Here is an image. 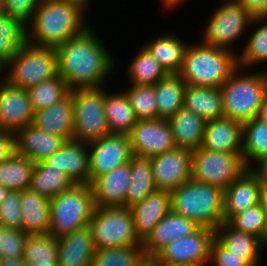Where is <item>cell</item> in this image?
I'll return each mask as SVG.
<instances>
[{
    "label": "cell",
    "mask_w": 267,
    "mask_h": 266,
    "mask_svg": "<svg viewBox=\"0 0 267 266\" xmlns=\"http://www.w3.org/2000/svg\"><path fill=\"white\" fill-rule=\"evenodd\" d=\"M131 181L130 162L96 177L90 187L97 207H125V198Z\"/></svg>",
    "instance_id": "19"
},
{
    "label": "cell",
    "mask_w": 267,
    "mask_h": 266,
    "mask_svg": "<svg viewBox=\"0 0 267 266\" xmlns=\"http://www.w3.org/2000/svg\"><path fill=\"white\" fill-rule=\"evenodd\" d=\"M243 124L228 118L206 121L201 148L223 153H242Z\"/></svg>",
    "instance_id": "25"
},
{
    "label": "cell",
    "mask_w": 267,
    "mask_h": 266,
    "mask_svg": "<svg viewBox=\"0 0 267 266\" xmlns=\"http://www.w3.org/2000/svg\"><path fill=\"white\" fill-rule=\"evenodd\" d=\"M170 31L156 34L153 39L146 40L142 46L160 63L168 74H178L181 70L184 55L189 41Z\"/></svg>",
    "instance_id": "27"
},
{
    "label": "cell",
    "mask_w": 267,
    "mask_h": 266,
    "mask_svg": "<svg viewBox=\"0 0 267 266\" xmlns=\"http://www.w3.org/2000/svg\"><path fill=\"white\" fill-rule=\"evenodd\" d=\"M199 228L192 220L170 211L142 243L147 259H153L166 245L191 235Z\"/></svg>",
    "instance_id": "21"
},
{
    "label": "cell",
    "mask_w": 267,
    "mask_h": 266,
    "mask_svg": "<svg viewBox=\"0 0 267 266\" xmlns=\"http://www.w3.org/2000/svg\"><path fill=\"white\" fill-rule=\"evenodd\" d=\"M260 204L267 217V174L262 171V181L260 188Z\"/></svg>",
    "instance_id": "51"
},
{
    "label": "cell",
    "mask_w": 267,
    "mask_h": 266,
    "mask_svg": "<svg viewBox=\"0 0 267 266\" xmlns=\"http://www.w3.org/2000/svg\"><path fill=\"white\" fill-rule=\"evenodd\" d=\"M27 234L0 226V259L22 258Z\"/></svg>",
    "instance_id": "45"
},
{
    "label": "cell",
    "mask_w": 267,
    "mask_h": 266,
    "mask_svg": "<svg viewBox=\"0 0 267 266\" xmlns=\"http://www.w3.org/2000/svg\"><path fill=\"white\" fill-rule=\"evenodd\" d=\"M34 110L27 90L0 82V130L16 133L33 124Z\"/></svg>",
    "instance_id": "16"
},
{
    "label": "cell",
    "mask_w": 267,
    "mask_h": 266,
    "mask_svg": "<svg viewBox=\"0 0 267 266\" xmlns=\"http://www.w3.org/2000/svg\"><path fill=\"white\" fill-rule=\"evenodd\" d=\"M253 17H267V0H234Z\"/></svg>",
    "instance_id": "49"
},
{
    "label": "cell",
    "mask_w": 267,
    "mask_h": 266,
    "mask_svg": "<svg viewBox=\"0 0 267 266\" xmlns=\"http://www.w3.org/2000/svg\"><path fill=\"white\" fill-rule=\"evenodd\" d=\"M22 231L27 235L47 234L50 229V199L30 190L20 192Z\"/></svg>",
    "instance_id": "28"
},
{
    "label": "cell",
    "mask_w": 267,
    "mask_h": 266,
    "mask_svg": "<svg viewBox=\"0 0 267 266\" xmlns=\"http://www.w3.org/2000/svg\"><path fill=\"white\" fill-rule=\"evenodd\" d=\"M42 0H0V12L20 20L26 26Z\"/></svg>",
    "instance_id": "47"
},
{
    "label": "cell",
    "mask_w": 267,
    "mask_h": 266,
    "mask_svg": "<svg viewBox=\"0 0 267 266\" xmlns=\"http://www.w3.org/2000/svg\"><path fill=\"white\" fill-rule=\"evenodd\" d=\"M238 67L235 53L197 40L187 46L178 75L187 85L220 88Z\"/></svg>",
    "instance_id": "3"
},
{
    "label": "cell",
    "mask_w": 267,
    "mask_h": 266,
    "mask_svg": "<svg viewBox=\"0 0 267 266\" xmlns=\"http://www.w3.org/2000/svg\"><path fill=\"white\" fill-rule=\"evenodd\" d=\"M4 71L8 84L27 90L58 75L56 49L27 41L5 64Z\"/></svg>",
    "instance_id": "7"
},
{
    "label": "cell",
    "mask_w": 267,
    "mask_h": 266,
    "mask_svg": "<svg viewBox=\"0 0 267 266\" xmlns=\"http://www.w3.org/2000/svg\"><path fill=\"white\" fill-rule=\"evenodd\" d=\"M137 54L130 59L126 66L125 76L129 84L132 85H155L158 81L165 78L168 73L160 63L146 50L140 46Z\"/></svg>",
    "instance_id": "35"
},
{
    "label": "cell",
    "mask_w": 267,
    "mask_h": 266,
    "mask_svg": "<svg viewBox=\"0 0 267 266\" xmlns=\"http://www.w3.org/2000/svg\"><path fill=\"white\" fill-rule=\"evenodd\" d=\"M183 106L205 121L224 118L220 88L187 85Z\"/></svg>",
    "instance_id": "33"
},
{
    "label": "cell",
    "mask_w": 267,
    "mask_h": 266,
    "mask_svg": "<svg viewBox=\"0 0 267 266\" xmlns=\"http://www.w3.org/2000/svg\"><path fill=\"white\" fill-rule=\"evenodd\" d=\"M1 266H30L27 262H25L22 258L17 259H0Z\"/></svg>",
    "instance_id": "54"
},
{
    "label": "cell",
    "mask_w": 267,
    "mask_h": 266,
    "mask_svg": "<svg viewBox=\"0 0 267 266\" xmlns=\"http://www.w3.org/2000/svg\"><path fill=\"white\" fill-rule=\"evenodd\" d=\"M170 194L171 210L199 227L216 230L224 222L222 189L191 179Z\"/></svg>",
    "instance_id": "4"
},
{
    "label": "cell",
    "mask_w": 267,
    "mask_h": 266,
    "mask_svg": "<svg viewBox=\"0 0 267 266\" xmlns=\"http://www.w3.org/2000/svg\"><path fill=\"white\" fill-rule=\"evenodd\" d=\"M156 266H191V265H180V264H166V263H155Z\"/></svg>",
    "instance_id": "61"
},
{
    "label": "cell",
    "mask_w": 267,
    "mask_h": 266,
    "mask_svg": "<svg viewBox=\"0 0 267 266\" xmlns=\"http://www.w3.org/2000/svg\"><path fill=\"white\" fill-rule=\"evenodd\" d=\"M74 104L73 139L87 144L110 134L104 110L105 86L70 90Z\"/></svg>",
    "instance_id": "10"
},
{
    "label": "cell",
    "mask_w": 267,
    "mask_h": 266,
    "mask_svg": "<svg viewBox=\"0 0 267 266\" xmlns=\"http://www.w3.org/2000/svg\"><path fill=\"white\" fill-rule=\"evenodd\" d=\"M86 14L74 3L42 0L27 25V41L56 48L91 26Z\"/></svg>",
    "instance_id": "2"
},
{
    "label": "cell",
    "mask_w": 267,
    "mask_h": 266,
    "mask_svg": "<svg viewBox=\"0 0 267 266\" xmlns=\"http://www.w3.org/2000/svg\"><path fill=\"white\" fill-rule=\"evenodd\" d=\"M95 208L90 184H74L50 198L49 234L57 239L88 226Z\"/></svg>",
    "instance_id": "6"
},
{
    "label": "cell",
    "mask_w": 267,
    "mask_h": 266,
    "mask_svg": "<svg viewBox=\"0 0 267 266\" xmlns=\"http://www.w3.org/2000/svg\"><path fill=\"white\" fill-rule=\"evenodd\" d=\"M186 87L178 74H168L154 85L157 119H169L183 107Z\"/></svg>",
    "instance_id": "34"
},
{
    "label": "cell",
    "mask_w": 267,
    "mask_h": 266,
    "mask_svg": "<svg viewBox=\"0 0 267 266\" xmlns=\"http://www.w3.org/2000/svg\"><path fill=\"white\" fill-rule=\"evenodd\" d=\"M0 226L22 231L20 191H9L1 202Z\"/></svg>",
    "instance_id": "46"
},
{
    "label": "cell",
    "mask_w": 267,
    "mask_h": 266,
    "mask_svg": "<svg viewBox=\"0 0 267 266\" xmlns=\"http://www.w3.org/2000/svg\"><path fill=\"white\" fill-rule=\"evenodd\" d=\"M15 153V136L12 132L0 130V163Z\"/></svg>",
    "instance_id": "50"
},
{
    "label": "cell",
    "mask_w": 267,
    "mask_h": 266,
    "mask_svg": "<svg viewBox=\"0 0 267 266\" xmlns=\"http://www.w3.org/2000/svg\"><path fill=\"white\" fill-rule=\"evenodd\" d=\"M133 155L151 158L176 148L168 119L139 120L128 134Z\"/></svg>",
    "instance_id": "14"
},
{
    "label": "cell",
    "mask_w": 267,
    "mask_h": 266,
    "mask_svg": "<svg viewBox=\"0 0 267 266\" xmlns=\"http://www.w3.org/2000/svg\"><path fill=\"white\" fill-rule=\"evenodd\" d=\"M130 210L136 235L143 243L155 226L171 211V194L169 191L156 190Z\"/></svg>",
    "instance_id": "22"
},
{
    "label": "cell",
    "mask_w": 267,
    "mask_h": 266,
    "mask_svg": "<svg viewBox=\"0 0 267 266\" xmlns=\"http://www.w3.org/2000/svg\"><path fill=\"white\" fill-rule=\"evenodd\" d=\"M147 260L143 245L96 249L91 266H140Z\"/></svg>",
    "instance_id": "40"
},
{
    "label": "cell",
    "mask_w": 267,
    "mask_h": 266,
    "mask_svg": "<svg viewBox=\"0 0 267 266\" xmlns=\"http://www.w3.org/2000/svg\"><path fill=\"white\" fill-rule=\"evenodd\" d=\"M30 266H58L57 262H39L30 264Z\"/></svg>",
    "instance_id": "58"
},
{
    "label": "cell",
    "mask_w": 267,
    "mask_h": 266,
    "mask_svg": "<svg viewBox=\"0 0 267 266\" xmlns=\"http://www.w3.org/2000/svg\"><path fill=\"white\" fill-rule=\"evenodd\" d=\"M27 42V26L0 12V60L6 64Z\"/></svg>",
    "instance_id": "39"
},
{
    "label": "cell",
    "mask_w": 267,
    "mask_h": 266,
    "mask_svg": "<svg viewBox=\"0 0 267 266\" xmlns=\"http://www.w3.org/2000/svg\"><path fill=\"white\" fill-rule=\"evenodd\" d=\"M34 112L46 109L65 98L70 89L66 81L58 74L36 86L27 89Z\"/></svg>",
    "instance_id": "41"
},
{
    "label": "cell",
    "mask_w": 267,
    "mask_h": 266,
    "mask_svg": "<svg viewBox=\"0 0 267 266\" xmlns=\"http://www.w3.org/2000/svg\"><path fill=\"white\" fill-rule=\"evenodd\" d=\"M129 87V88H127ZM123 88L137 120L157 119V100L153 85H128Z\"/></svg>",
    "instance_id": "42"
},
{
    "label": "cell",
    "mask_w": 267,
    "mask_h": 266,
    "mask_svg": "<svg viewBox=\"0 0 267 266\" xmlns=\"http://www.w3.org/2000/svg\"><path fill=\"white\" fill-rule=\"evenodd\" d=\"M247 33L246 43L240 44L243 48L238 55V65L246 70H256L258 65V70L262 69V64L267 63V17L253 18Z\"/></svg>",
    "instance_id": "31"
},
{
    "label": "cell",
    "mask_w": 267,
    "mask_h": 266,
    "mask_svg": "<svg viewBox=\"0 0 267 266\" xmlns=\"http://www.w3.org/2000/svg\"><path fill=\"white\" fill-rule=\"evenodd\" d=\"M264 67H262L263 69H259L260 73H261V76L263 78V81H264V86H265V91H266V94H267V65H263Z\"/></svg>",
    "instance_id": "56"
},
{
    "label": "cell",
    "mask_w": 267,
    "mask_h": 266,
    "mask_svg": "<svg viewBox=\"0 0 267 266\" xmlns=\"http://www.w3.org/2000/svg\"><path fill=\"white\" fill-rule=\"evenodd\" d=\"M228 224L237 231L255 235L267 245V217L260 203L235 215Z\"/></svg>",
    "instance_id": "44"
},
{
    "label": "cell",
    "mask_w": 267,
    "mask_h": 266,
    "mask_svg": "<svg viewBox=\"0 0 267 266\" xmlns=\"http://www.w3.org/2000/svg\"><path fill=\"white\" fill-rule=\"evenodd\" d=\"M140 266H156L153 259H147L142 265Z\"/></svg>",
    "instance_id": "60"
},
{
    "label": "cell",
    "mask_w": 267,
    "mask_h": 266,
    "mask_svg": "<svg viewBox=\"0 0 267 266\" xmlns=\"http://www.w3.org/2000/svg\"><path fill=\"white\" fill-rule=\"evenodd\" d=\"M261 170L267 174V164Z\"/></svg>",
    "instance_id": "62"
},
{
    "label": "cell",
    "mask_w": 267,
    "mask_h": 266,
    "mask_svg": "<svg viewBox=\"0 0 267 266\" xmlns=\"http://www.w3.org/2000/svg\"><path fill=\"white\" fill-rule=\"evenodd\" d=\"M242 157L247 169L267 164V121L254 118L243 124Z\"/></svg>",
    "instance_id": "30"
},
{
    "label": "cell",
    "mask_w": 267,
    "mask_h": 266,
    "mask_svg": "<svg viewBox=\"0 0 267 266\" xmlns=\"http://www.w3.org/2000/svg\"><path fill=\"white\" fill-rule=\"evenodd\" d=\"M57 1L74 3L79 7H81L86 13L87 12L90 13L89 10L90 8H92L91 3H93L92 0H57Z\"/></svg>",
    "instance_id": "55"
},
{
    "label": "cell",
    "mask_w": 267,
    "mask_h": 266,
    "mask_svg": "<svg viewBox=\"0 0 267 266\" xmlns=\"http://www.w3.org/2000/svg\"><path fill=\"white\" fill-rule=\"evenodd\" d=\"M14 136L15 153L28 157L34 163L44 161L66 142L63 137L46 133L34 124L26 125Z\"/></svg>",
    "instance_id": "20"
},
{
    "label": "cell",
    "mask_w": 267,
    "mask_h": 266,
    "mask_svg": "<svg viewBox=\"0 0 267 266\" xmlns=\"http://www.w3.org/2000/svg\"><path fill=\"white\" fill-rule=\"evenodd\" d=\"M168 121L177 148L194 151L202 146L206 125L204 119L183 106Z\"/></svg>",
    "instance_id": "29"
},
{
    "label": "cell",
    "mask_w": 267,
    "mask_h": 266,
    "mask_svg": "<svg viewBox=\"0 0 267 266\" xmlns=\"http://www.w3.org/2000/svg\"><path fill=\"white\" fill-rule=\"evenodd\" d=\"M35 163L28 157L14 153L0 163V184L10 191L29 190Z\"/></svg>",
    "instance_id": "38"
},
{
    "label": "cell",
    "mask_w": 267,
    "mask_h": 266,
    "mask_svg": "<svg viewBox=\"0 0 267 266\" xmlns=\"http://www.w3.org/2000/svg\"><path fill=\"white\" fill-rule=\"evenodd\" d=\"M22 259L29 265L39 262H57L56 238L47 234L28 235Z\"/></svg>",
    "instance_id": "43"
},
{
    "label": "cell",
    "mask_w": 267,
    "mask_h": 266,
    "mask_svg": "<svg viewBox=\"0 0 267 266\" xmlns=\"http://www.w3.org/2000/svg\"><path fill=\"white\" fill-rule=\"evenodd\" d=\"M93 27L55 48L58 74L70 90L106 86L109 76L119 71L120 60Z\"/></svg>",
    "instance_id": "1"
},
{
    "label": "cell",
    "mask_w": 267,
    "mask_h": 266,
    "mask_svg": "<svg viewBox=\"0 0 267 266\" xmlns=\"http://www.w3.org/2000/svg\"><path fill=\"white\" fill-rule=\"evenodd\" d=\"M247 169L242 153H223L198 148L192 151L191 179L223 191Z\"/></svg>",
    "instance_id": "11"
},
{
    "label": "cell",
    "mask_w": 267,
    "mask_h": 266,
    "mask_svg": "<svg viewBox=\"0 0 267 266\" xmlns=\"http://www.w3.org/2000/svg\"><path fill=\"white\" fill-rule=\"evenodd\" d=\"M212 12L204 23L202 39L198 40L208 46L226 49L239 55V39L242 40L243 36L247 38L246 32L253 17L234 0H223Z\"/></svg>",
    "instance_id": "8"
},
{
    "label": "cell",
    "mask_w": 267,
    "mask_h": 266,
    "mask_svg": "<svg viewBox=\"0 0 267 266\" xmlns=\"http://www.w3.org/2000/svg\"><path fill=\"white\" fill-rule=\"evenodd\" d=\"M5 64L0 60V82L4 81Z\"/></svg>",
    "instance_id": "59"
},
{
    "label": "cell",
    "mask_w": 267,
    "mask_h": 266,
    "mask_svg": "<svg viewBox=\"0 0 267 266\" xmlns=\"http://www.w3.org/2000/svg\"><path fill=\"white\" fill-rule=\"evenodd\" d=\"M261 181V169H246L224 190V222L228 223L235 215L260 203Z\"/></svg>",
    "instance_id": "17"
},
{
    "label": "cell",
    "mask_w": 267,
    "mask_h": 266,
    "mask_svg": "<svg viewBox=\"0 0 267 266\" xmlns=\"http://www.w3.org/2000/svg\"><path fill=\"white\" fill-rule=\"evenodd\" d=\"M105 87L104 110L111 134L128 135L137 123L129 99L123 90L111 91Z\"/></svg>",
    "instance_id": "32"
},
{
    "label": "cell",
    "mask_w": 267,
    "mask_h": 266,
    "mask_svg": "<svg viewBox=\"0 0 267 266\" xmlns=\"http://www.w3.org/2000/svg\"><path fill=\"white\" fill-rule=\"evenodd\" d=\"M33 124L46 133L61 136L66 141L73 139L74 104L69 93L65 98L34 114Z\"/></svg>",
    "instance_id": "26"
},
{
    "label": "cell",
    "mask_w": 267,
    "mask_h": 266,
    "mask_svg": "<svg viewBox=\"0 0 267 266\" xmlns=\"http://www.w3.org/2000/svg\"><path fill=\"white\" fill-rule=\"evenodd\" d=\"M56 241L58 266H91L96 247L89 226L59 237Z\"/></svg>",
    "instance_id": "24"
},
{
    "label": "cell",
    "mask_w": 267,
    "mask_h": 266,
    "mask_svg": "<svg viewBox=\"0 0 267 266\" xmlns=\"http://www.w3.org/2000/svg\"><path fill=\"white\" fill-rule=\"evenodd\" d=\"M225 118L244 124L254 119L263 97L264 81L259 70L238 67L220 87Z\"/></svg>",
    "instance_id": "5"
},
{
    "label": "cell",
    "mask_w": 267,
    "mask_h": 266,
    "mask_svg": "<svg viewBox=\"0 0 267 266\" xmlns=\"http://www.w3.org/2000/svg\"><path fill=\"white\" fill-rule=\"evenodd\" d=\"M88 226L96 249L142 245L130 208L96 206Z\"/></svg>",
    "instance_id": "9"
},
{
    "label": "cell",
    "mask_w": 267,
    "mask_h": 266,
    "mask_svg": "<svg viewBox=\"0 0 267 266\" xmlns=\"http://www.w3.org/2000/svg\"><path fill=\"white\" fill-rule=\"evenodd\" d=\"M215 238L228 251H231V254L244 256V261L249 266L262 265L264 255L266 256L265 253H267V245L255 235L237 231L223 222L215 230Z\"/></svg>",
    "instance_id": "23"
},
{
    "label": "cell",
    "mask_w": 267,
    "mask_h": 266,
    "mask_svg": "<svg viewBox=\"0 0 267 266\" xmlns=\"http://www.w3.org/2000/svg\"><path fill=\"white\" fill-rule=\"evenodd\" d=\"M215 230L199 227L191 235L166 245L154 258V263L208 266L210 245Z\"/></svg>",
    "instance_id": "12"
},
{
    "label": "cell",
    "mask_w": 267,
    "mask_h": 266,
    "mask_svg": "<svg viewBox=\"0 0 267 266\" xmlns=\"http://www.w3.org/2000/svg\"><path fill=\"white\" fill-rule=\"evenodd\" d=\"M90 183L98 176L129 163L133 152L128 135L108 134L88 144Z\"/></svg>",
    "instance_id": "13"
},
{
    "label": "cell",
    "mask_w": 267,
    "mask_h": 266,
    "mask_svg": "<svg viewBox=\"0 0 267 266\" xmlns=\"http://www.w3.org/2000/svg\"><path fill=\"white\" fill-rule=\"evenodd\" d=\"M131 181L125 207L131 208L156 191L150 158L133 156L130 160Z\"/></svg>",
    "instance_id": "36"
},
{
    "label": "cell",
    "mask_w": 267,
    "mask_h": 266,
    "mask_svg": "<svg viewBox=\"0 0 267 266\" xmlns=\"http://www.w3.org/2000/svg\"><path fill=\"white\" fill-rule=\"evenodd\" d=\"M150 161L156 190L172 192L191 180V150L176 147Z\"/></svg>",
    "instance_id": "15"
},
{
    "label": "cell",
    "mask_w": 267,
    "mask_h": 266,
    "mask_svg": "<svg viewBox=\"0 0 267 266\" xmlns=\"http://www.w3.org/2000/svg\"><path fill=\"white\" fill-rule=\"evenodd\" d=\"M9 189L6 188L5 186L0 184V205L1 202L3 201V199L7 196V194L9 193Z\"/></svg>",
    "instance_id": "57"
},
{
    "label": "cell",
    "mask_w": 267,
    "mask_h": 266,
    "mask_svg": "<svg viewBox=\"0 0 267 266\" xmlns=\"http://www.w3.org/2000/svg\"><path fill=\"white\" fill-rule=\"evenodd\" d=\"M208 266H249L244 256L231 254L215 237L210 245Z\"/></svg>",
    "instance_id": "48"
},
{
    "label": "cell",
    "mask_w": 267,
    "mask_h": 266,
    "mask_svg": "<svg viewBox=\"0 0 267 266\" xmlns=\"http://www.w3.org/2000/svg\"><path fill=\"white\" fill-rule=\"evenodd\" d=\"M73 185L64 172L40 161L35 163L29 190L50 199Z\"/></svg>",
    "instance_id": "37"
},
{
    "label": "cell",
    "mask_w": 267,
    "mask_h": 266,
    "mask_svg": "<svg viewBox=\"0 0 267 266\" xmlns=\"http://www.w3.org/2000/svg\"><path fill=\"white\" fill-rule=\"evenodd\" d=\"M254 118L257 120L267 121V94L263 97Z\"/></svg>",
    "instance_id": "53"
},
{
    "label": "cell",
    "mask_w": 267,
    "mask_h": 266,
    "mask_svg": "<svg viewBox=\"0 0 267 266\" xmlns=\"http://www.w3.org/2000/svg\"><path fill=\"white\" fill-rule=\"evenodd\" d=\"M159 2V5H161L162 8H164L162 11H166V10H170L171 12L173 11V9L175 10L176 7L178 9V7L184 3H187L188 0H157Z\"/></svg>",
    "instance_id": "52"
},
{
    "label": "cell",
    "mask_w": 267,
    "mask_h": 266,
    "mask_svg": "<svg viewBox=\"0 0 267 266\" xmlns=\"http://www.w3.org/2000/svg\"><path fill=\"white\" fill-rule=\"evenodd\" d=\"M44 161L64 172L74 184H90L87 143L74 139L68 140Z\"/></svg>",
    "instance_id": "18"
}]
</instances>
